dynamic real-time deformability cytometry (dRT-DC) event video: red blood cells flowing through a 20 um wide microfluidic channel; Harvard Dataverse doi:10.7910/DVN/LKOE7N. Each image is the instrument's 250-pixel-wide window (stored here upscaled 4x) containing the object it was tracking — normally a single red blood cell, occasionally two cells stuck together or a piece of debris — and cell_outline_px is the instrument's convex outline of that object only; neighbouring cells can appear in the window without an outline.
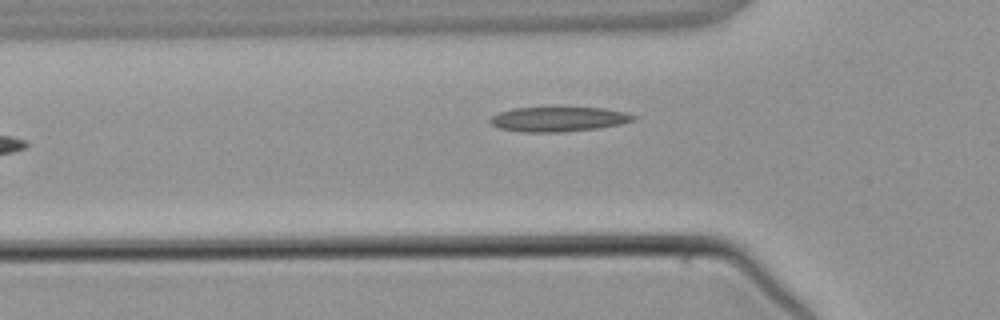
{"species": "common noctule bat (a hibernating species)", "species_latin": "Nyctalus noctula", "temperature_condition": "warm", "stored_images_in_passage": 4, "camera_frame_rate_fps": 3000, "um_per_image_px": 0.085, "animal": {"sex": "male", "body_mass_g": 21.5, "forearm_length_mm": 52.0}, "frame": {"image": 1, "passage_image": 4, "time_ms": 3.667, "image_size_px": [1000, 320], "cell_outline_px": [[636, 120], [620, 124], [600, 128], [560, 132], [524, 132], [500, 128], [492, 124], [488, 120], [492, 116], [500, 112], [512, 108], [604, 108], [624, 112], [636, 116]], "centroid_in_image_um": [47.48, 10.13], "position_along_channel_um": 78.3, "area_um2": 20.46}}